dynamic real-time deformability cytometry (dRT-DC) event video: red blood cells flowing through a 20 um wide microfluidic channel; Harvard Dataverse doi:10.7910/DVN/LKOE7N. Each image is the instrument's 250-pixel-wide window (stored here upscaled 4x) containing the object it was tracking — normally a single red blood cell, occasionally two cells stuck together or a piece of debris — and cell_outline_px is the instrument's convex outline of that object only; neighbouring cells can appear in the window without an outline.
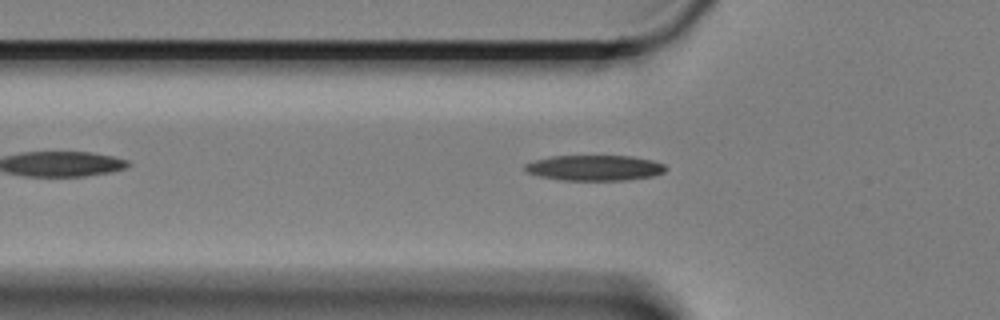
{"species": "Egyptian fruit bat (a non-hibernating species)", "species_latin": "Rousettus aegyptiacus", "temperature_condition": "cold", "stored_images_in_passage": 43, "camera_frame_rate_fps": 3000, "um_per_image_px": 0.085, "animal": {"sex": "female"}, "frame": {"image": 1, "passage_image": 9, "time_ms": 2.667, "image_size_px": [1000, 320], "cell_outline_px": [[668, 168], [664, 172], [652, 176], [628, 180], [564, 180], [540, 176], [528, 172], [524, 168], [524, 164], [536, 160], [552, 156], [632, 156], [652, 160], [664, 164]], "centroid_in_image_um": [50.58, 14.26], "position_along_channel_um": 75.2, "area_um2": 20.81}}
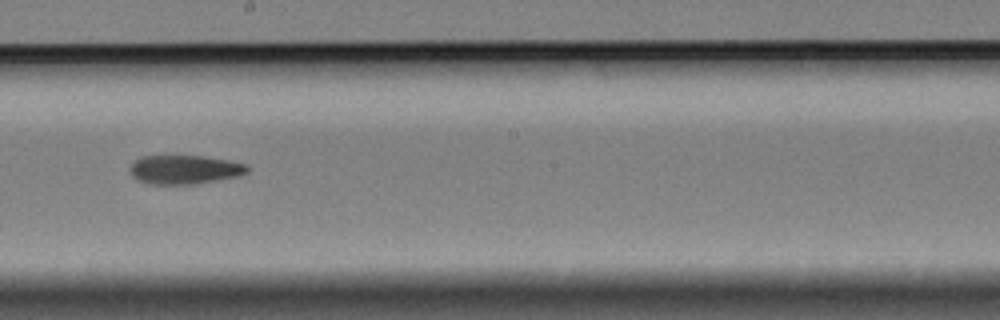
{"frame": {"image": 2, "passage_image": 23, "time_ms": 7.333, "image_size_px": [1000, 320], "cell_outline_px": [[248, 172], [240, 176], [196, 184], [148, 184], [136, 180], [132, 176], [128, 168], [140, 156], [204, 156], [244, 164], [248, 168]], "centroid_in_image_um": [15.64, 14.43], "position_along_channel_um": 232.6, "area_um2": 19.77}}
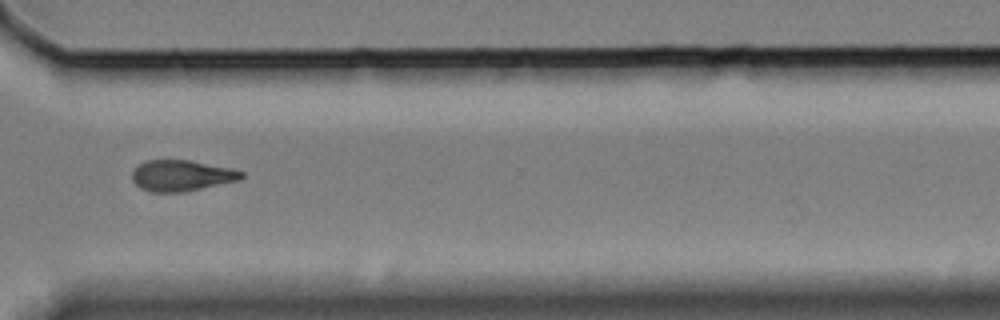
{"frame": {"image": 3, "passage_image": 34, "time_ms": 11.0, "image_size_px": [1000, 320], "cell_outline_px": [[244, 176], [240, 180], [184, 192], [152, 192], [140, 188], [132, 180], [132, 172], [144, 160], [188, 160], [232, 168], [244, 172]], "centroid_in_image_um": [15.44, 14.93], "position_along_channel_um": 355.2, "area_um2": 19.77}}